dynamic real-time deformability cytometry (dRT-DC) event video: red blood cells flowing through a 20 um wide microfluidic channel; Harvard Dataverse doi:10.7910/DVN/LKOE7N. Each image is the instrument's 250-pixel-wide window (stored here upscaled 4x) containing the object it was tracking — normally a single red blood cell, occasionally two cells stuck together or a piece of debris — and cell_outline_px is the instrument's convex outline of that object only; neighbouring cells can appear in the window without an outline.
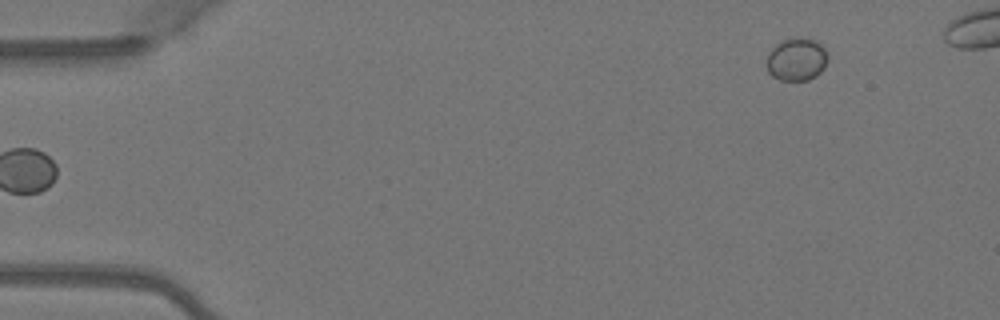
{"species": "Egyptian fruit bat (a non-hibernating species)", "species_latin": "Rousettus aegyptiacus", "temperature_condition": "warm", "stored_images_in_passage": 5, "segment_of_instrument_passage": [2, 2], "camera_frame_rate_fps": 3000, "um_per_image_px": 0.085, "animal": {"sex": "female"}, "frame": {"image": 1, "passage_image": 5, "time_ms": 1.333, "image_size_px": [1000, 320], "cell_outline_px": [[828, 56], [824, 68], [816, 76], [808, 80], [780, 80], [772, 76], [768, 72], [768, 56], [772, 48], [776, 44], [784, 40], [800, 36], [816, 40], [824, 48]], "centroid_in_image_um": [67.73, 5.04], "position_along_channel_um": 17.3, "area_um2": 15.2}}